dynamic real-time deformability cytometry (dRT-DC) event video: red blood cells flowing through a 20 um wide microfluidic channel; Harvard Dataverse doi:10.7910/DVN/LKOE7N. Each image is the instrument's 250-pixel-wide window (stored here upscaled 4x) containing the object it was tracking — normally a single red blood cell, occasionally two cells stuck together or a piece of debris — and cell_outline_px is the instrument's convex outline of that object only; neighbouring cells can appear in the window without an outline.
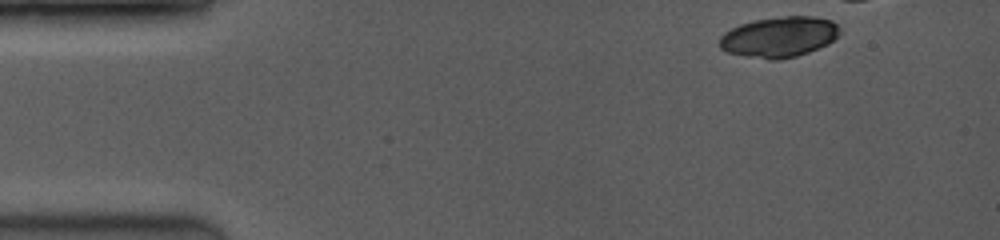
{"species": "common noctule bat (a hibernating species)", "species_latin": "Nyctalus noctula", "temperature_condition": "room temperature", "stored_images_in_passage": 4, "camera_frame_rate_fps": 3500, "um_per_image_px": 0.085, "animal": {"sex": "female", "body_mass_g": 19.0, "forearm_length_mm": 53.3}, "frame": {"image": 1, "passage_image": 1, "time_ms": 0.0, "image_size_px": [1000, 240], "cell_outline_px": [[840, 32], [828, 44], [808, 52], [796, 56], [780, 60], [768, 60], [728, 52], [720, 48], [720, 36], [724, 32], [740, 24], [752, 20], [784, 16], [816, 16], [832, 20], [840, 28]], "centroid_in_image_um": [66.23, 3.13], "position_along_channel_um": 18.8, "area_um2": 28.44}}